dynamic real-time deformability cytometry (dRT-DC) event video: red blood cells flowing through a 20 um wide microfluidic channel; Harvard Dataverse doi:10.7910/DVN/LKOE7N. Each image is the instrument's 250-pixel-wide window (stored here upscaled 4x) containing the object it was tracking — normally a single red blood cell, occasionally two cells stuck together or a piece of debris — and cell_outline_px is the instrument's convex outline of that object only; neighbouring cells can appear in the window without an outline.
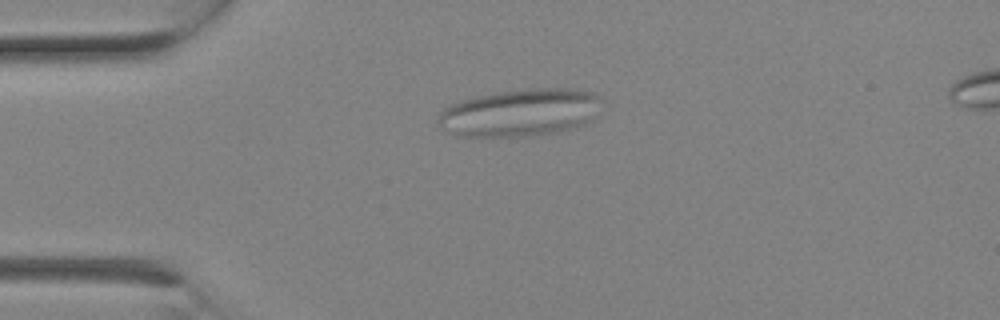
{"species": "Egyptian fruit bat (a non-hibernating species)", "species_latin": "Rousettus aegyptiacus", "temperature_condition": "room temperature", "stored_images_in_passage": 3, "camera_frame_rate_fps": 3000, "um_per_image_px": 0.085, "animal": {"sex": "female"}, "frame": {"image": 1, "passage_image": 2, "time_ms": 0.333, "image_size_px": [1000, 320], "cell_outline_px": [[600, 96], [592, 120], [584, 124], [560, 132], [528, 136], [456, 136], [444, 132], [440, 128], [436, 120], [440, 112], [444, 108], [452, 104], [476, 96], [524, 88], [572, 88], [596, 92]], "centroid_in_image_um": [44.17, 9.58], "position_along_channel_um": 40.8, "area_um2": 45.43}}